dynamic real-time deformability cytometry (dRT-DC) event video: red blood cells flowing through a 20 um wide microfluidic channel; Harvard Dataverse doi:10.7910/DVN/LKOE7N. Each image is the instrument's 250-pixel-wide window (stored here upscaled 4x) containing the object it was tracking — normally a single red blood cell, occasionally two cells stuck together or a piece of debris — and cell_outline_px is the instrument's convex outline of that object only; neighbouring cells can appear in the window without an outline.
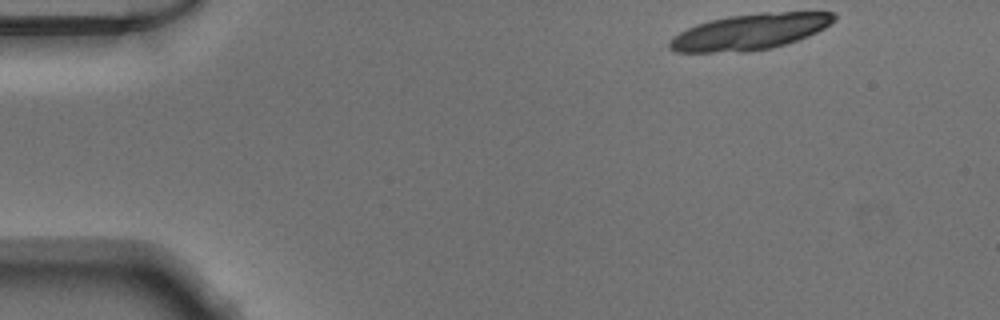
{"species": "Egyptian fruit bat (a non-hibernating species)", "species_latin": "Rousettus aegyptiacus", "temperature_condition": "warm", "stored_images_in_passage": 13, "camera_frame_rate_fps": 3000, "um_per_image_px": 0.085, "animal": {"sex": "male"}, "frame": {"image": 1, "passage_image": 1, "time_ms": 0.0, "image_size_px": [1000, 320], "cell_outline_px": [[836, 16], [824, 28], [800, 40], [772, 48], [748, 52], [676, 52], [668, 48], [668, 44], [680, 32], [696, 24], [708, 20], [728, 16], [760, 12], [832, 12]], "centroid_in_image_um": [63.73, 2.71], "position_along_channel_um": 21.3, "area_um2": 34.39}}